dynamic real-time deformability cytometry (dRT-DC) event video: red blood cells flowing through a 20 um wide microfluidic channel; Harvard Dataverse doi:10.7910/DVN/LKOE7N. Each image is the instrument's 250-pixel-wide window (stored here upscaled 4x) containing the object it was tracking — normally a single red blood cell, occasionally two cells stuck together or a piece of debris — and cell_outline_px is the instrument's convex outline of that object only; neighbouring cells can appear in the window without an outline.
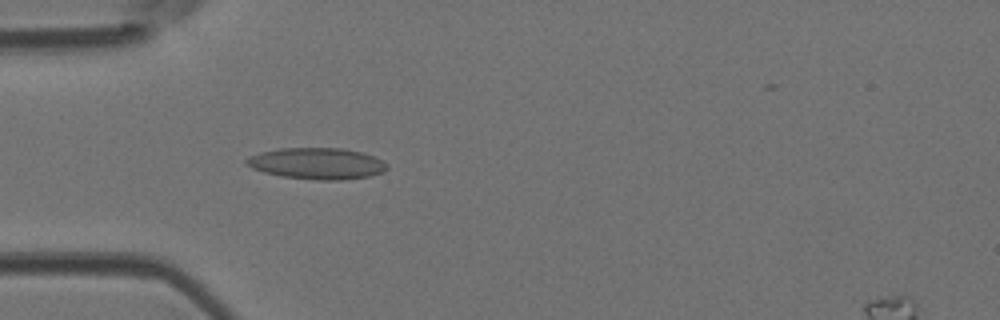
{"species": "Egyptian fruit bat (a non-hibernating species)", "species_latin": "Rousettus aegyptiacus", "temperature_condition": "room temperature", "stored_images_in_passage": 4, "camera_frame_rate_fps": 3000, "um_per_image_px": 0.085, "animal": {"sex": "female"}, "frame": {"image": 1, "passage_image": 4, "time_ms": 1.0, "image_size_px": [1000, 320], "cell_outline_px": [[388, 168], [384, 172], [368, 176], [340, 180], [316, 180], [284, 176], [264, 172], [252, 168], [244, 164], [244, 160], [248, 156], [260, 152], [280, 148], [344, 148], [360, 152], [384, 160], [388, 164]], "centroid_in_image_um": [26.93, 13.89], "position_along_channel_um": 58.1, "area_um2": 25.78}}